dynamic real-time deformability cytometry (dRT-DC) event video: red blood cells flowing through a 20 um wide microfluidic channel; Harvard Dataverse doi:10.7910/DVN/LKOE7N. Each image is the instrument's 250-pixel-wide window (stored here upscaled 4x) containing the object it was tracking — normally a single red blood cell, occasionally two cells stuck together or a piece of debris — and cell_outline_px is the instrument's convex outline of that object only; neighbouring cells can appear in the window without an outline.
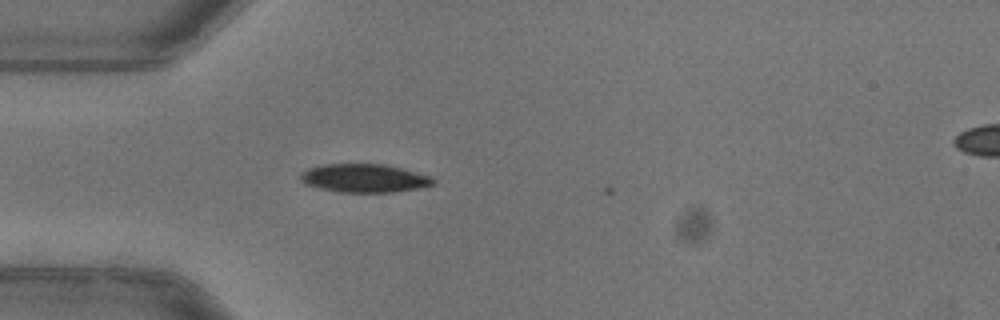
{"species": "common noctule bat (a hibernating species)", "species_latin": "Nyctalus noctula", "temperature_condition": "warm", "stored_images_in_passage": 2, "camera_frame_rate_fps": 3000, "um_per_image_px": 0.085, "animal": {"sex": "female"}, "frame": {"image": 1, "passage_image": 1, "time_ms": 0.0, "image_size_px": [1000, 320], "cell_outline_px": [[436, 184], [420, 188], [392, 192], [336, 192], [304, 184], [300, 180], [300, 172], [308, 168], [320, 164], [384, 164], [432, 176], [436, 180]], "centroid_in_image_um": [30.95, 15.14], "position_along_channel_um": 54.0, "area_um2": 22.2}}